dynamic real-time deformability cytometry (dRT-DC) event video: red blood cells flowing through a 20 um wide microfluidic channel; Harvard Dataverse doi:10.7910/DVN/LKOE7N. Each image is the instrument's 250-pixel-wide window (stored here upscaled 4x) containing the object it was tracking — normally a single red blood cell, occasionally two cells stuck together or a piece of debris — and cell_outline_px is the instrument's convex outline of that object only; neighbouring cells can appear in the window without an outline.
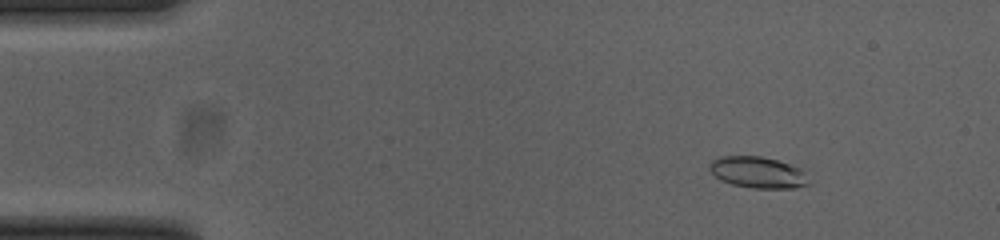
{"species": "common noctule bat (a hibernating species)", "species_latin": "Nyctalus noctula", "temperature_condition": "cold", "stored_images_in_passage": 50, "camera_frame_rate_fps": 3000, "um_per_image_px": 0.085, "animal": {"sex": "female", "body_mass_g": 23.0, "forearm_length_mm": 53.4}, "frame": {"image": 1, "passage_image": 4, "time_ms": 1.0, "image_size_px": [1000, 240], "cell_outline_px": [[808, 184], [796, 188], [752, 188], [732, 184], [720, 180], [708, 168], [708, 164], [712, 160], [720, 156], [760, 156], [776, 160], [800, 168], [804, 172]], "centroid_in_image_um": [64.37, 14.65], "position_along_channel_um": 20.6, "area_um2": 17.98}}
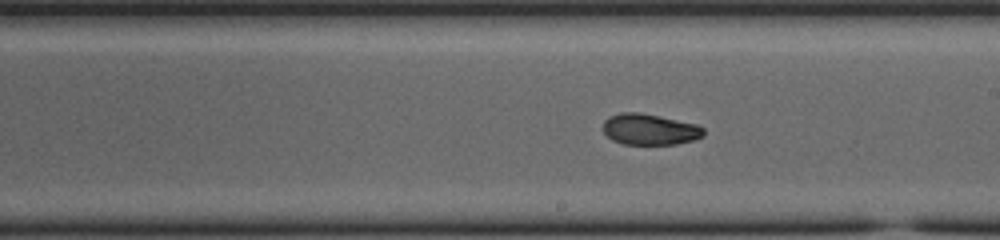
{"frame": {"image": 2, "passage_image": 27, "time_ms": 8.667, "image_size_px": [1000, 240], "cell_outline_px": [[704, 136], [692, 140], [676, 144], [624, 144], [612, 140], [604, 132], [604, 120], [608, 116], [620, 112], [640, 112], [696, 124], [704, 128]], "centroid_in_image_um": [55.21, 10.99], "position_along_channel_um": 233.8, "area_um2": 18.15}}
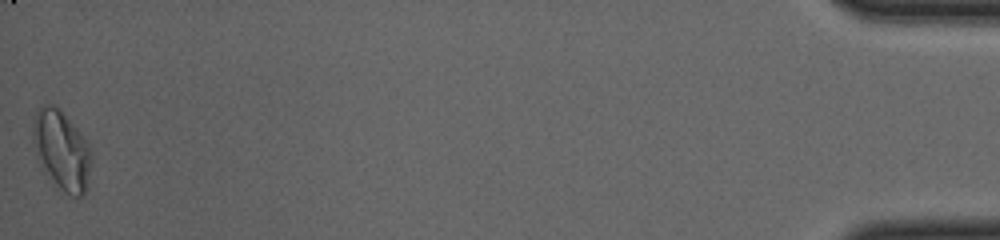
{"frame": {"image": 3, "passage_image": 50, "time_ms": 16.333, "image_size_px": [1000, 240], "cell_outline_px": [[92, 156], [84, 192], [80, 196], [72, 196], [64, 192], [56, 184], [40, 164], [36, 156], [32, 140], [32, 132], [36, 108], [48, 104], [52, 104], [60, 108], [80, 132], [88, 144]], "centroid_in_image_um": [5.21, 12.71], "position_along_channel_um": 430.0, "area_um2": 26.65}, "authors_computed_cell_mechanics": {"area_um2": 18.7272, "velocity_mm_per_s": 3.8579, "shape_relaxation_time_tau1_ms": null, "shape_relaxation_time_tau2_ms": 2.6407, "deformation_change_tau1": null, "deformation_change_tau2": 0.0654}}